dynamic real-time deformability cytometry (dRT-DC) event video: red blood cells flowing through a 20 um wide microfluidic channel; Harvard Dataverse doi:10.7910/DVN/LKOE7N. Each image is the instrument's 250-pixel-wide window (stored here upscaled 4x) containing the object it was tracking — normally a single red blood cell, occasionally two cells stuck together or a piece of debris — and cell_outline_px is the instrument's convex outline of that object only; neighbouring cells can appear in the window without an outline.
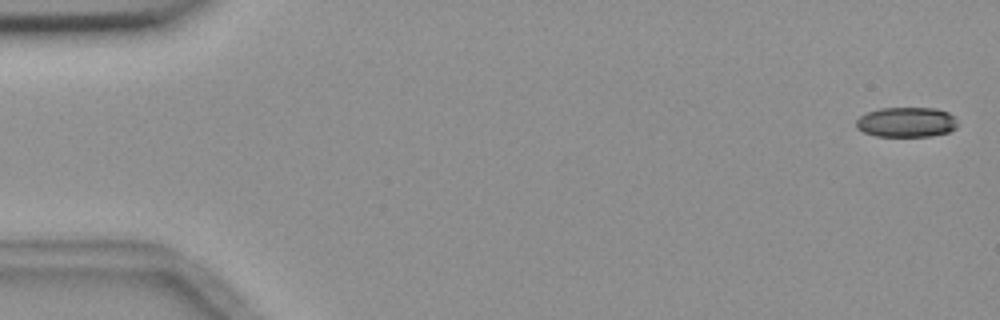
{"species": "common noctule bat (a hibernating species)", "species_latin": "Nyctalus noctula", "temperature_condition": "room temperature", "stored_images_in_passage": 6, "camera_frame_rate_fps": 3000, "um_per_image_px": 0.085, "animal": {"sex": "female", "body_mass_g": 18.4}, "frame": {"image": 1, "passage_image": 1, "time_ms": 0.0, "image_size_px": [1000, 320], "cell_outline_px": [[960, 124], [956, 128], [948, 132], [932, 136], [876, 136], [864, 132], [856, 128], [856, 120], [860, 116], [868, 112], [880, 108], [936, 108], [948, 112], [956, 116]], "centroid_in_image_um": [77.1, 10.38], "position_along_channel_um": 7.9, "area_um2": 17.98}}
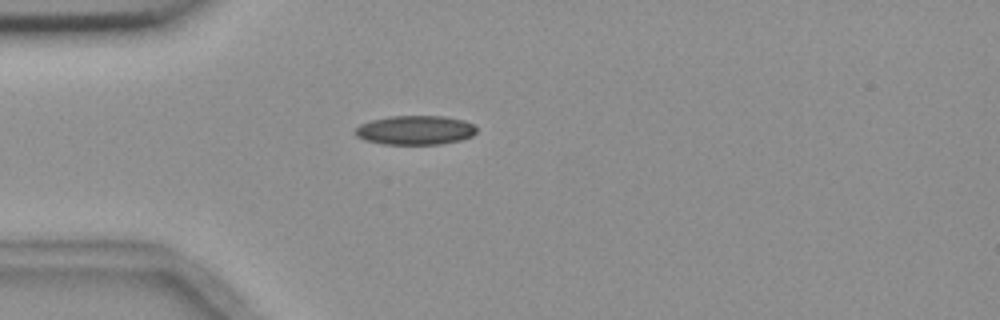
{"frame": {"image": 2, "passage_image": 5, "time_ms": 4.667, "image_size_px": [1000, 320], "cell_outline_px": [[476, 132], [472, 136], [460, 140], [440, 144], [384, 144], [364, 140], [356, 136], [352, 132], [360, 124], [372, 120], [388, 116], [444, 116], [464, 120], [476, 124]], "centroid_in_image_um": [35.29, 11.06], "position_along_channel_um": 49.7, "area_um2": 20.81}}